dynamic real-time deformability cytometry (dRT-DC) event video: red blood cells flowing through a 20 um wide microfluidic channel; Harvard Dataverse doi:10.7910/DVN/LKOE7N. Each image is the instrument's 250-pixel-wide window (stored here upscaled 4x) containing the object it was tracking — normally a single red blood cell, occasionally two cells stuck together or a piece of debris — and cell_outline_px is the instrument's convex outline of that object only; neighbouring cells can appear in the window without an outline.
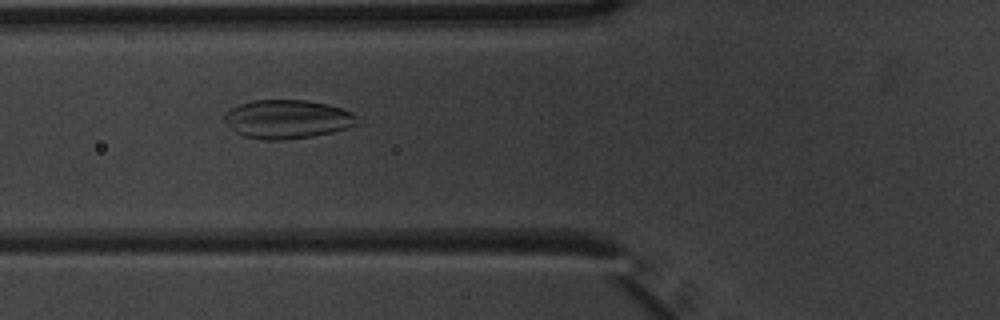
{"species": "common noctule bat (a hibernating species)", "species_latin": "Nyctalus noctula", "temperature_condition": "warm", "stored_images_in_passage": 8, "camera_frame_rate_fps": 3000, "um_per_image_px": 0.085, "animal": {"sex": "male", "body_mass_g": 20.1, "forearm_length_mm": 53.5}, "frame": {"image": 1, "passage_image": 4, "time_ms": 1.0, "image_size_px": [1000, 320], "cell_outline_px": [[360, 124], [332, 132], [312, 136], [280, 140], [260, 140], [244, 136], [236, 132], [224, 120], [224, 112], [240, 104], [252, 100], [308, 100], [340, 108], [352, 112], [360, 120]], "centroid_in_image_um": [24.43, 10.13], "position_along_channel_um": 101.4, "area_um2": 29.94}}
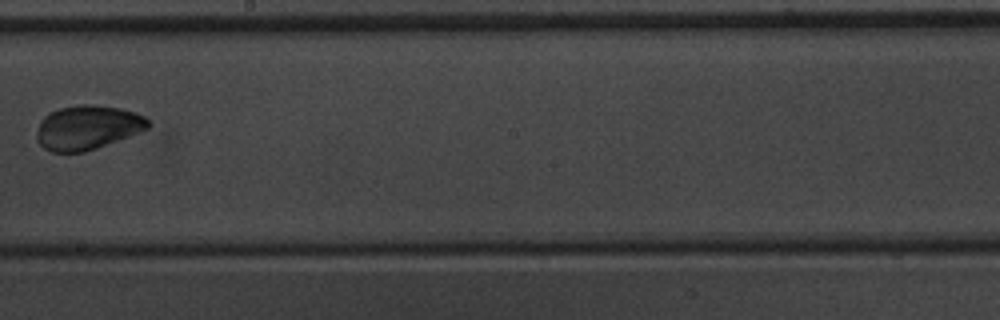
{"frame": {"image": 2, "passage_image": 7, "time_ms": 2.0, "image_size_px": [1000, 320], "cell_outline_px": [[152, 124], [148, 128], [140, 132], [96, 148], [84, 152], [52, 152], [44, 148], [36, 140], [36, 132], [40, 120], [48, 112], [60, 108], [80, 104], [92, 104], [120, 108], [136, 112], [144, 116]], "centroid_in_image_um": [7.42, 10.83], "position_along_channel_um": 240.8, "area_um2": 28.9}}
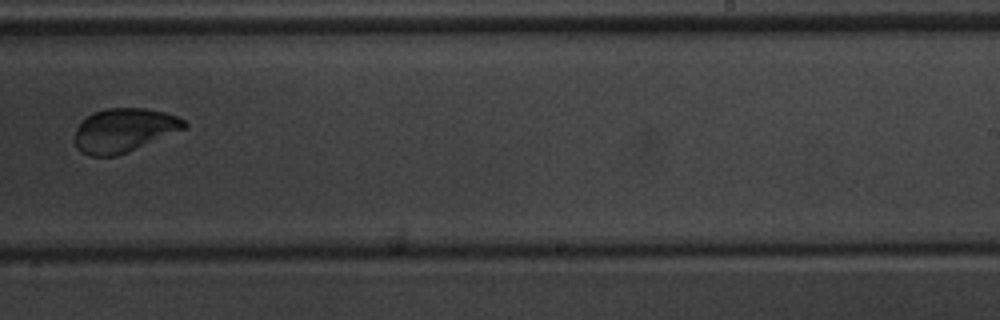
{"frame": {"image": 3, "passage_image": 8, "time_ms": 2.333, "image_size_px": [1000, 320], "cell_outline_px": [[188, 128], [128, 152], [116, 156], [92, 156], [80, 152], [76, 148], [72, 140], [72, 136], [80, 120], [92, 112], [108, 108], [144, 108], [164, 112], [176, 116], [184, 120], [188, 124]], "centroid_in_image_um": [10.49, 11.08], "position_along_channel_um": 278.5, "area_um2": 28.55}}